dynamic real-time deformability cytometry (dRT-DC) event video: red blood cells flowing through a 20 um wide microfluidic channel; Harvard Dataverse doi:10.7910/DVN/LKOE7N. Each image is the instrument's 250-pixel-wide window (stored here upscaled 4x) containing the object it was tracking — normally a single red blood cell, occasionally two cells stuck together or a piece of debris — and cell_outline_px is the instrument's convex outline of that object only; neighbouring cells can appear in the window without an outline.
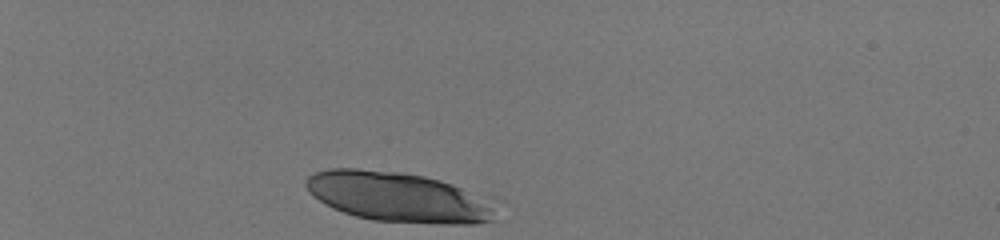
{"species": "human", "species_latin": "Homo sapiens", "temperature_condition": "room temperature", "stored_images_in_passage": 33, "segment_of_instrument_passage": [1, 2], "camera_frame_rate_fps": 3000, "um_per_image_px": 0.085, "donor": {"sex": "male"}, "frame": {"image": 1, "passage_image": 1, "time_ms": 0.0, "image_size_px": [1000, 240], "cell_outline_px": [[496, 220], [472, 224], [444, 224], [376, 220], [356, 216], [344, 212], [320, 200], [304, 184], [308, 176], [316, 172], [328, 168], [356, 168], [400, 172], [424, 176], [440, 180], [452, 184], [460, 188], [488, 208]], "centroid_in_image_um": [33.69, 16.73], "position_along_channel_um": 51.3, "area_um2": 53.12}}